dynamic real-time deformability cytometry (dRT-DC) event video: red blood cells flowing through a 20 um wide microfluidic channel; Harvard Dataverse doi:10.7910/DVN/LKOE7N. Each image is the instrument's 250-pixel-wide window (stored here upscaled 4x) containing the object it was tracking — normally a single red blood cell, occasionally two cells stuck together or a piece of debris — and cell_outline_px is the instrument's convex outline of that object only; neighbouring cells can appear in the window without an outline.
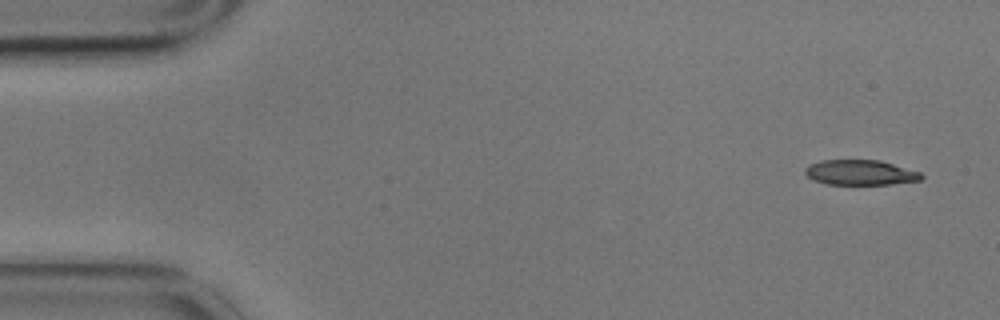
{"species": "common noctule bat (a hibernating species)", "species_latin": "Nyctalus noctula", "temperature_condition": "cold", "stored_images_in_passage": 4, "camera_frame_rate_fps": 3000, "um_per_image_px": 0.085, "animal": {"sex": "male", "body_mass_g": 17.9}, "frame": {"image": 1, "passage_image": 1, "time_ms": 0.0, "image_size_px": [1000, 320], "cell_outline_px": [[924, 176], [920, 180], [892, 184], [828, 184], [812, 180], [804, 172], [804, 168], [808, 164], [820, 160], [880, 160], [920, 172]], "centroid_in_image_um": [73.09, 14.66], "position_along_channel_um": 11.9, "area_um2": 17.05}}
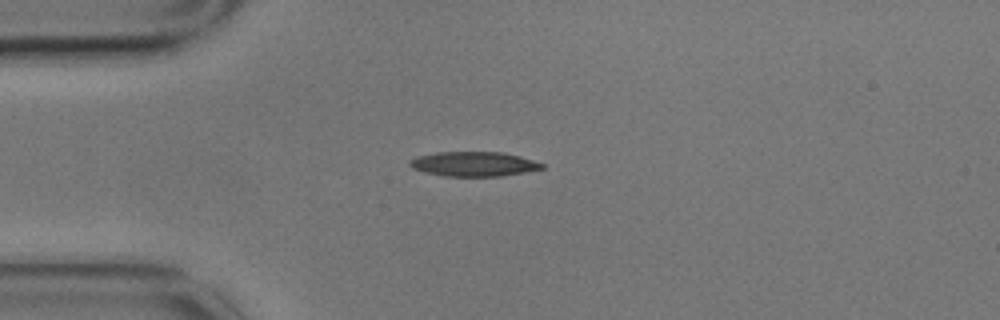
{"frame": {"image": 2, "passage_image": 4, "time_ms": 1.0, "image_size_px": [1000, 320], "cell_outline_px": [[544, 168], [524, 172], [500, 176], [444, 176], [412, 168], [408, 164], [408, 160], [416, 156], [436, 152], [504, 152], [520, 156], [544, 164]], "centroid_in_image_um": [40.24, 13.93], "position_along_channel_um": 44.8, "area_um2": 18.9}}